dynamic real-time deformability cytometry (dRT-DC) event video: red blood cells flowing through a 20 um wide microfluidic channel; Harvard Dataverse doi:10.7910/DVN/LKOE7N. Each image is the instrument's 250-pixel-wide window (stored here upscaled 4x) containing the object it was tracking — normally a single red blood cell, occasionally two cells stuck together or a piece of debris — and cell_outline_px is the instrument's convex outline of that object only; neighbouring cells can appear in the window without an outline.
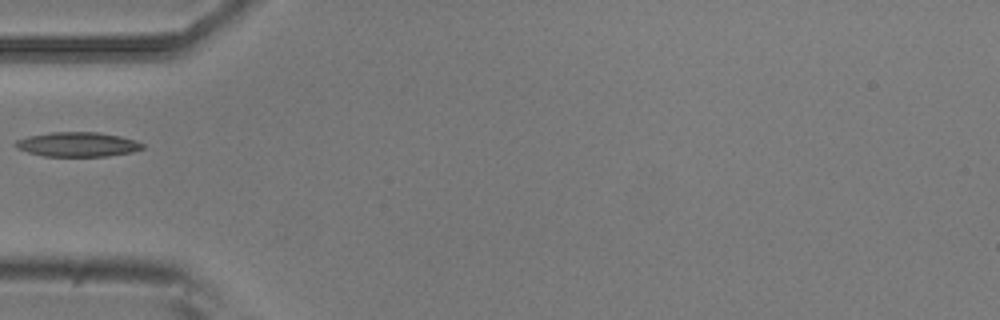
{"species": "common noctule bat (a hibernating species)", "species_latin": "Nyctalus noctula", "temperature_condition": "room temperature", "stored_images_in_passage": 1, "camera_frame_rate_fps": 3000, "um_per_image_px": 0.085, "animal": {"sex": "male", "body_mass_g": 20.5, "forearm_length_mm": 52.5}, "frame": {"image": 1, "passage_image": 1, "time_ms": 0.0, "image_size_px": [1000, 320], "cell_outline_px": [[144, 148], [132, 152], [108, 156], [44, 156], [28, 152], [16, 148], [12, 144], [16, 140], [28, 136], [52, 132], [100, 132], [120, 136], [136, 140], [144, 144]], "centroid_in_image_um": [6.59, 12.27], "position_along_channel_um": 78.4, "area_um2": 18.26}}